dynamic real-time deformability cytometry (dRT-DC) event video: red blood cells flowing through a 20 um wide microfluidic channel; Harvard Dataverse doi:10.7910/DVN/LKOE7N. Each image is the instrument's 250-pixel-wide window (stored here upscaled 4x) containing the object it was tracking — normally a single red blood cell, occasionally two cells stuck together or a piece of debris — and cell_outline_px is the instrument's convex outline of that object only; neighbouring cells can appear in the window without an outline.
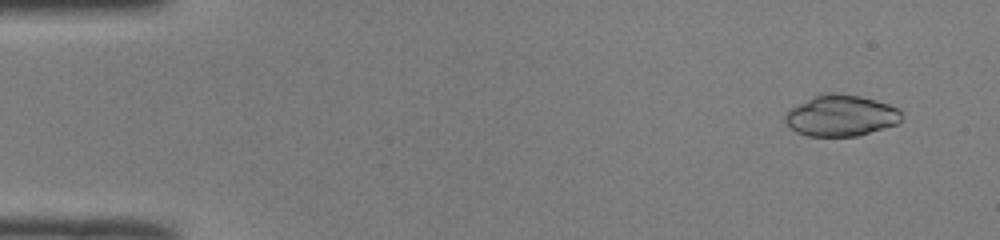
{"species": "common noctule bat (a hibernating species)", "species_latin": "Nyctalus noctula", "temperature_condition": "room temperature", "stored_images_in_passage": 51, "camera_frame_rate_fps": 3000, "um_per_image_px": 0.085, "animal": {"sex": "male", "body_mass_g": 19.0, "forearm_length_mm": 50.8}, "frame": {"image": 1, "passage_image": 4, "time_ms": 1.0, "image_size_px": [1000, 240], "cell_outline_px": [[900, 120], [896, 124], [884, 128], [856, 136], [808, 136], [796, 132], [784, 120], [784, 116], [788, 108], [816, 96], [828, 92], [832, 92], [860, 96], [876, 100], [900, 108]], "centroid_in_image_um": [71.46, 9.82], "position_along_channel_um": 13.5, "area_um2": 27.8}}